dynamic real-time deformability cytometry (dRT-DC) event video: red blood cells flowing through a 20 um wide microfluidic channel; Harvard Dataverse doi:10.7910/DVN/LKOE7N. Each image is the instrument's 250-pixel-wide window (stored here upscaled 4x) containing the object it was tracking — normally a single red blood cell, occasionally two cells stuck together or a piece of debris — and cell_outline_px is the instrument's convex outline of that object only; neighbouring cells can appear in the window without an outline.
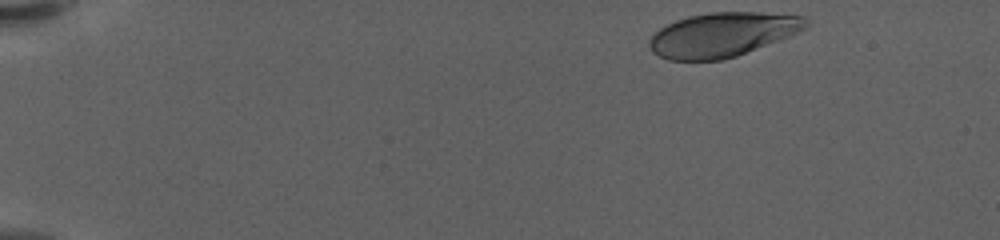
{"species": "human", "species_latin": "Homo sapiens", "temperature_condition": "warm", "stored_images_in_passage": 46, "camera_frame_rate_fps": 3000, "um_per_image_px": 0.085, "donor": {"sex": "female"}, "frame": {"image": 1, "passage_image": 1, "time_ms": 0.0, "image_size_px": [1000, 240], "cell_outline_px": [[808, 28], [800, 32], [736, 56], [720, 60], [668, 60], [652, 52], [648, 44], [648, 40], [660, 28], [676, 20], [688, 16], [712, 12], [760, 12], [804, 16], [808, 24]], "centroid_in_image_um": [61.41, 2.94], "position_along_channel_um": 23.6, "area_um2": 40.29}}
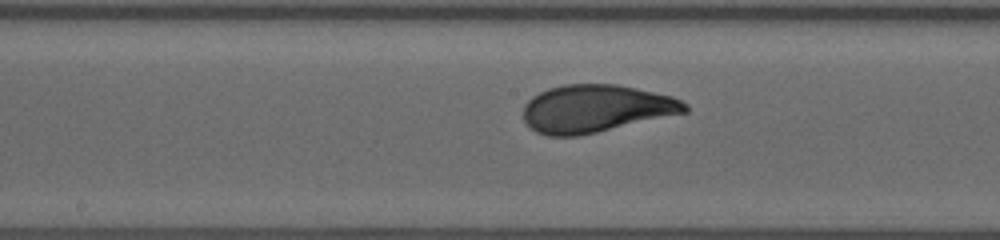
{"frame": {"image": 2, "passage_image": 26, "time_ms": 8.333, "image_size_px": [1000, 240], "cell_outline_px": [[688, 112], [596, 132], [576, 136], [548, 136], [536, 132], [524, 120], [524, 104], [532, 96], [548, 88], [564, 84], [616, 84], [636, 88], [672, 96], [688, 104]], "centroid_in_image_um": [50.64, 9.22], "position_along_channel_um": 197.6, "area_um2": 44.68}}
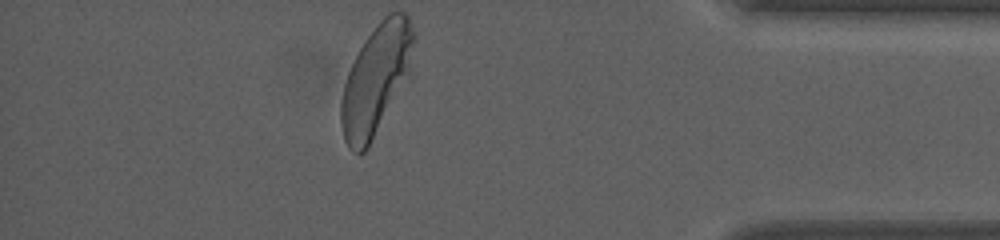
{"frame": {"image": 3, "passage_image": 46, "time_ms": 15.0, "image_size_px": [1000, 240], "cell_outline_px": [[416, 36], [408, 72], [368, 148], [360, 156], [352, 152], [348, 148], [344, 140], [340, 124], [340, 100], [344, 84], [348, 72], [360, 48], [376, 24], [388, 12], [404, 12], [408, 16]], "centroid_in_image_um": [31.92, 6.76], "position_along_channel_um": 403.3, "area_um2": 45.78}, "authors_computed_cell_mechanics": {"area_um2": 43.6101, "velocity_mm_per_s": 3.5293, "shape_relaxation_time_tau1_ms": 3.3715, "shape_relaxation_time_tau2_ms": null, "deformation_change_tau1": 0.1649, "deformation_change_tau2": null}}